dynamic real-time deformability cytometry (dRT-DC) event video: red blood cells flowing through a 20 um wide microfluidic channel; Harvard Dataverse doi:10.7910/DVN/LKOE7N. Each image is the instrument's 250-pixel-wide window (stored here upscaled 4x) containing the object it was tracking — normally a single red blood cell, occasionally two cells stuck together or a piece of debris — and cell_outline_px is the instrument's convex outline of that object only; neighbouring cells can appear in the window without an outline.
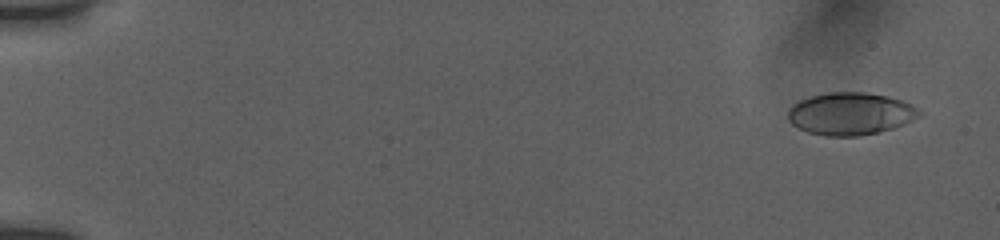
{"species": "human", "species_latin": "Homo sapiens", "temperature_condition": "room temperature", "stored_images_in_passage": 15, "camera_frame_rate_fps": 3000, "um_per_image_px": 0.085, "donor": {"sex": "female"}, "frame": {"image": 1, "passage_image": 2, "time_ms": 0.667, "image_size_px": [1000, 240], "cell_outline_px": [[924, 112], [920, 116], [896, 128], [880, 132], [860, 136], [824, 136], [808, 132], [792, 124], [788, 120], [788, 112], [800, 100], [812, 96], [828, 92], [864, 92], [888, 96], [912, 104]], "centroid_in_image_um": [72.35, 9.68], "position_along_channel_um": 12.7, "area_um2": 32.54}}
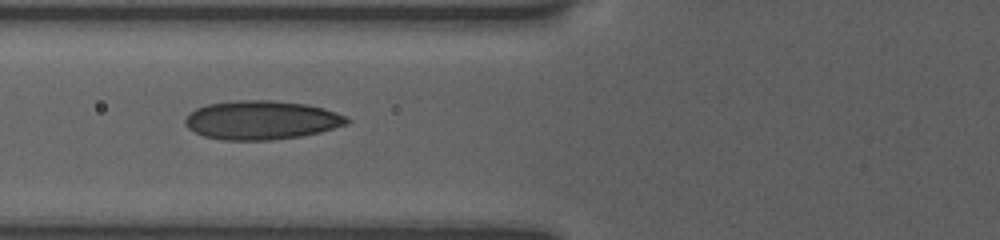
{"frame": {"image": 2, "passage_image": 12, "time_ms": 7.333, "image_size_px": [1000, 240], "cell_outline_px": [[352, 120], [348, 124], [320, 132], [300, 136], [272, 140], [224, 140], [204, 136], [188, 128], [184, 124], [184, 120], [196, 108], [208, 104], [236, 100], [272, 100], [304, 104], [324, 108], [348, 116]], "centroid_in_image_um": [22.26, 10.21], "position_along_channel_um": 103.5, "area_um2": 36.65}}
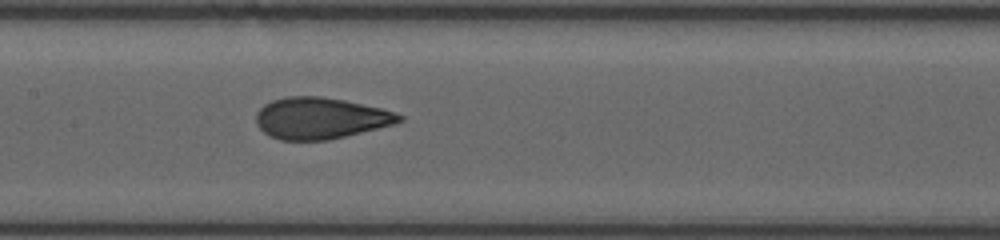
{"frame": {"image": 3, "passage_image": 15, "time_ms": 9.333, "image_size_px": [1000, 240], "cell_outline_px": [[404, 120], [396, 124], [328, 140], [280, 140], [268, 136], [256, 124], [256, 112], [264, 104], [272, 100], [284, 96], [320, 96], [344, 100], [380, 108], [396, 112], [404, 116]], "centroid_in_image_um": [27.23, 10.04], "position_along_channel_um": 180.2, "area_um2": 34.74}}